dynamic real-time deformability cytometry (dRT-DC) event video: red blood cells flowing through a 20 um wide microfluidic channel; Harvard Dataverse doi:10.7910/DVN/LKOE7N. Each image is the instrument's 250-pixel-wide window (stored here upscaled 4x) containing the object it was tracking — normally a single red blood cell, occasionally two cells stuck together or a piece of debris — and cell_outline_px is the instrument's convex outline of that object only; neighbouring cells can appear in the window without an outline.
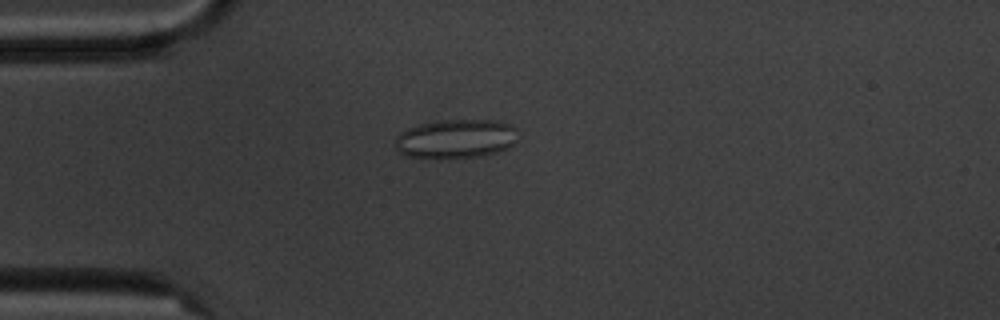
{"species": "common noctule bat (a hibernating species)", "species_latin": "Nyctalus noctula", "temperature_condition": "cold", "stored_images_in_passage": 5, "camera_frame_rate_fps": 3000, "um_per_image_px": 0.085, "animal": {"sex": "male", "body_mass_g": 20.1, "forearm_length_mm": 53.5}, "frame": {"image": 1, "passage_image": 3, "time_ms": 2.333, "image_size_px": [1000, 320], "cell_outline_px": [[520, 128], [516, 140], [508, 148], [500, 152], [480, 156], [448, 160], [408, 156], [400, 152], [396, 148], [396, 136], [400, 132], [408, 128], [420, 124], [444, 120], [492, 120], [512, 124]], "centroid_in_image_um": [38.8, 11.82], "position_along_channel_um": 46.2, "area_um2": 28.55}}
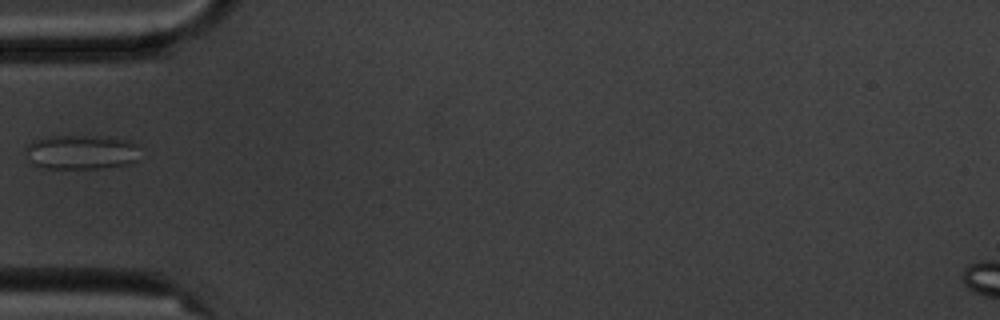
{"frame": {"image": 2, "passage_image": 4, "time_ms": 3.667, "image_size_px": [1000, 320], "cell_outline_px": [[136, 160], [128, 164], [100, 168], [40, 168], [32, 164], [28, 160], [24, 148], [32, 140], [48, 136], [108, 136], [128, 140], [136, 144]], "centroid_in_image_um": [6.82, 12.92], "position_along_channel_um": 78.2, "area_um2": 23.12}}
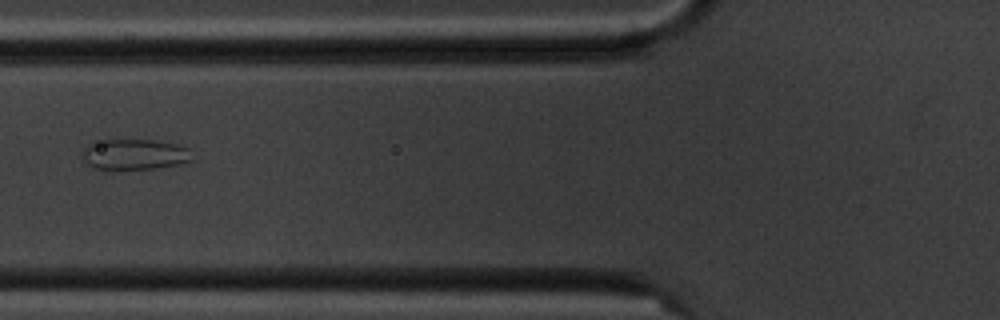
{"frame": {"image": 3, "passage_image": 5, "time_ms": 4.667, "image_size_px": [1000, 320], "cell_outline_px": [[196, 160], [180, 164], [156, 168], [108, 172], [84, 164], [80, 152], [88, 144], [104, 136], [152, 140], [176, 144], [188, 148]], "centroid_in_image_um": [11.33, 13.11], "position_along_channel_um": 114.5, "area_um2": 21.39}}